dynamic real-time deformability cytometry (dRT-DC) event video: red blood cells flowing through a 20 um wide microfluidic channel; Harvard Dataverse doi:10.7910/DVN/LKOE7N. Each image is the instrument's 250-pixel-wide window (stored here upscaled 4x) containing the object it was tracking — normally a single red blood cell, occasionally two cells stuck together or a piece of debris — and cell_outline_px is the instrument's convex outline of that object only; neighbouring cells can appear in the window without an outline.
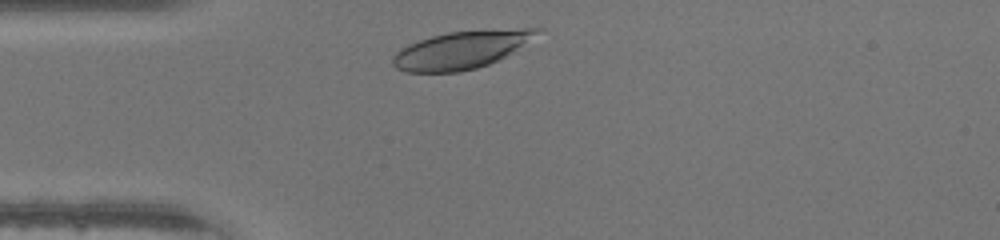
{"species": "human", "species_latin": "Homo sapiens", "temperature_condition": "warm", "stored_images_in_passage": 27, "camera_frame_rate_fps": 3000, "um_per_image_px": 0.085, "donor": {"sex": "male"}, "frame": {"image": 1, "passage_image": 2, "time_ms": 0.333, "image_size_px": [1000, 240], "cell_outline_px": [[544, 28], [504, 56], [488, 64], [476, 68], [460, 72], [404, 72], [396, 68], [392, 64], [392, 56], [400, 48], [408, 44], [432, 36], [448, 32], [524, 28]], "centroid_in_image_um": [39.08, 4.26], "position_along_channel_um": 45.9, "area_um2": 30.92}}
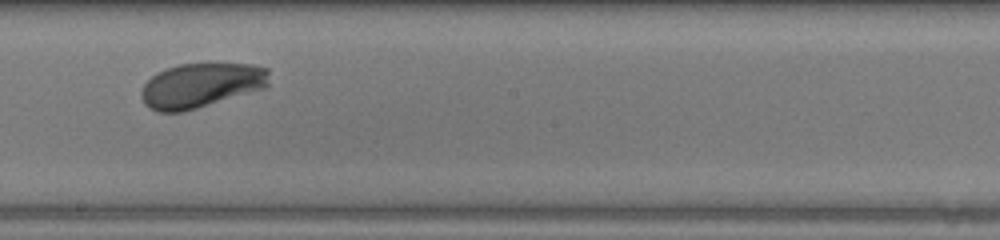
{"frame": {"image": 2, "passage_image": 16, "time_ms": 5.0, "image_size_px": [1000, 240], "cell_outline_px": [[268, 84], [264, 88], [184, 112], [156, 112], [148, 108], [144, 104], [140, 96], [140, 92], [144, 84], [156, 72], [180, 64], [252, 64], [268, 68]], "centroid_in_image_um": [17.04, 7.27], "position_along_channel_um": 231.2, "area_um2": 33.23}}
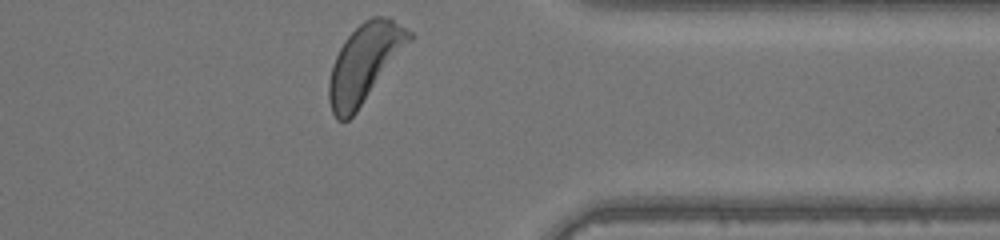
{"frame": {"image": 3, "passage_image": 27, "time_ms": 8.667, "image_size_px": [1000, 240], "cell_outline_px": [[412, 40], [356, 112], [348, 120], [336, 120], [332, 112], [328, 100], [328, 80], [332, 64], [344, 40], [364, 20], [372, 16], [388, 16], [412, 32]], "centroid_in_image_um": [30.97, 5.36], "position_along_channel_um": 380.4, "area_um2": 36.3}}